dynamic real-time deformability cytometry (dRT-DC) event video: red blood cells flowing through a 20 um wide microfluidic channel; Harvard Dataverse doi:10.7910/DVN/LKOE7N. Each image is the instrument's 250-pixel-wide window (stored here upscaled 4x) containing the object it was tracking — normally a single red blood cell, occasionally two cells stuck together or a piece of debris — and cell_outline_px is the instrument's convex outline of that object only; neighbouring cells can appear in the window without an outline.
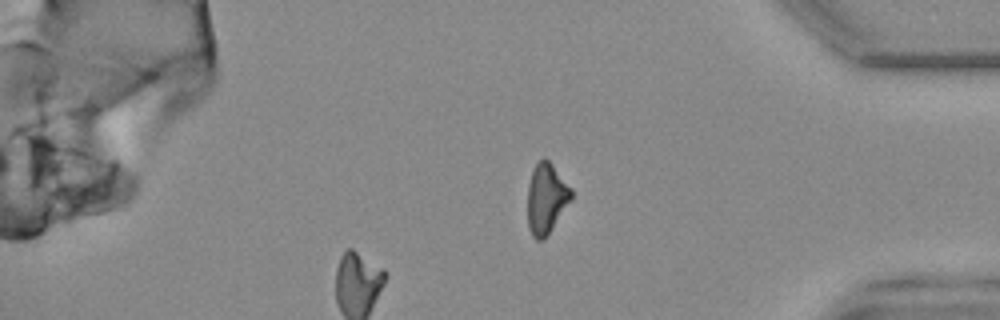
{"species": "common noctule bat (a hibernating species)", "species_latin": "Nyctalus noctula", "temperature_condition": "warm", "stored_images_in_passage": 42, "camera_frame_rate_fps": 3000, "um_per_image_px": 0.085, "animal": {"sex": "female", "body_mass_g": 25.1}, "frame": {"image": 1, "passage_image": 42, "time_ms": 13.667, "image_size_px": [1000, 320], "cell_outline_px": [[572, 200], [544, 240], [536, 240], [532, 236], [528, 228], [528, 184], [532, 168], [544, 156], [552, 164], [572, 188]], "centroid_in_image_um": [46.44, 16.87], "position_along_channel_um": 388.8, "area_um2": 18.15}}